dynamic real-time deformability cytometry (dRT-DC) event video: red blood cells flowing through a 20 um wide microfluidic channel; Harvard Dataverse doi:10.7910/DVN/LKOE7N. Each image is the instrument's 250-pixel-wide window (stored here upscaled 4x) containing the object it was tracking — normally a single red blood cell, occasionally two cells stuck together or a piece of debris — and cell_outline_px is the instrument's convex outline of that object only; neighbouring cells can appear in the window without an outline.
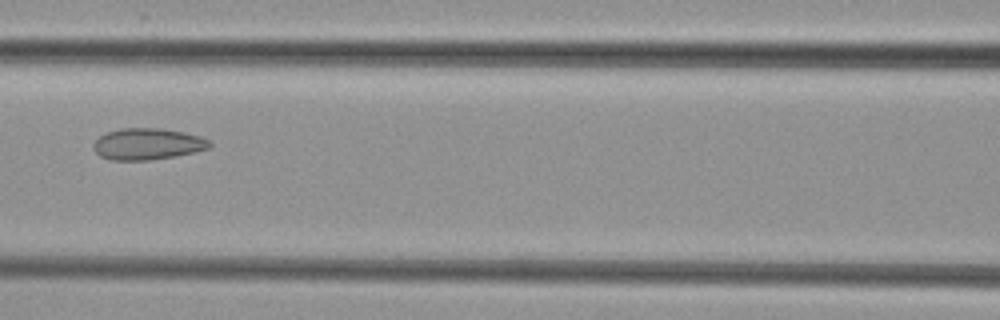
{"species": "common noctule bat (a hibernating species)", "species_latin": "Nyctalus noctula", "temperature_condition": "cold", "stored_images_in_passage": 10, "camera_frame_rate_fps": 3000, "um_per_image_px": 0.085, "animal": {"sex": "female", "body_mass_g": 29.2, "forearm_length_mm": 56.3}, "frame": {"image": 1, "passage_image": 7, "time_ms": 8.0, "image_size_px": [1000, 320], "cell_outline_px": [[212, 144], [208, 148], [176, 156], [148, 160], [108, 160], [100, 156], [92, 148], [92, 144], [100, 136], [108, 132], [120, 128], [164, 128], [184, 132], [200, 136], [208, 140]], "centroid_in_image_um": [12.51, 12.23], "position_along_channel_um": 154.1, "area_um2": 21.33}}
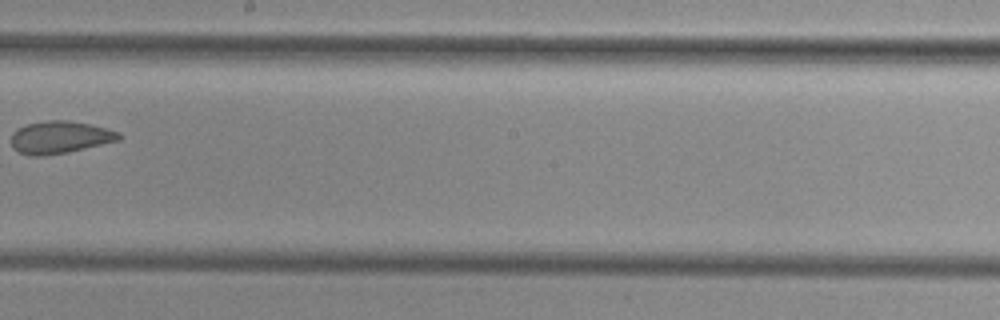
{"frame": {"image": 2, "passage_image": 9, "time_ms": 10.333, "image_size_px": [1000, 320], "cell_outline_px": [[120, 140], [68, 152], [44, 156], [32, 156], [20, 152], [12, 148], [12, 132], [16, 128], [28, 124], [48, 120], [68, 120], [88, 124], [120, 132]], "centroid_in_image_um": [5.06, 11.67], "position_along_channel_um": 243.1, "area_um2": 20.23}}
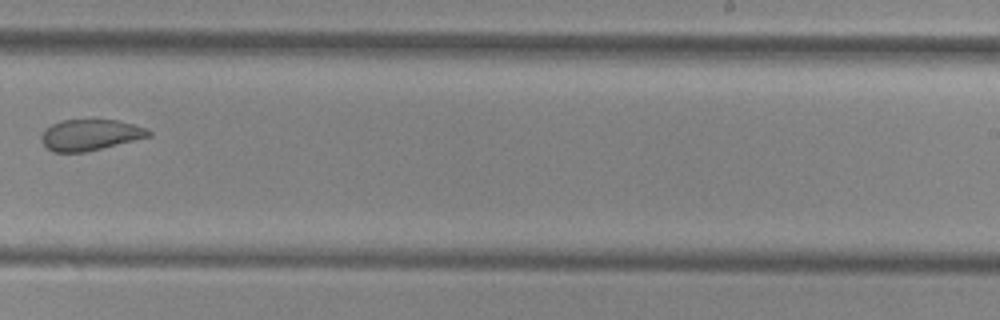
{"frame": {"image": 3, "passage_image": 10, "time_ms": 11.333, "image_size_px": [1000, 320], "cell_outline_px": [[152, 136], [84, 152], [52, 152], [44, 144], [40, 136], [52, 124], [60, 120], [116, 120], [132, 124], [144, 128], [152, 132]], "centroid_in_image_um": [7.66, 11.47], "position_along_channel_um": 281.3, "area_um2": 19.07}}